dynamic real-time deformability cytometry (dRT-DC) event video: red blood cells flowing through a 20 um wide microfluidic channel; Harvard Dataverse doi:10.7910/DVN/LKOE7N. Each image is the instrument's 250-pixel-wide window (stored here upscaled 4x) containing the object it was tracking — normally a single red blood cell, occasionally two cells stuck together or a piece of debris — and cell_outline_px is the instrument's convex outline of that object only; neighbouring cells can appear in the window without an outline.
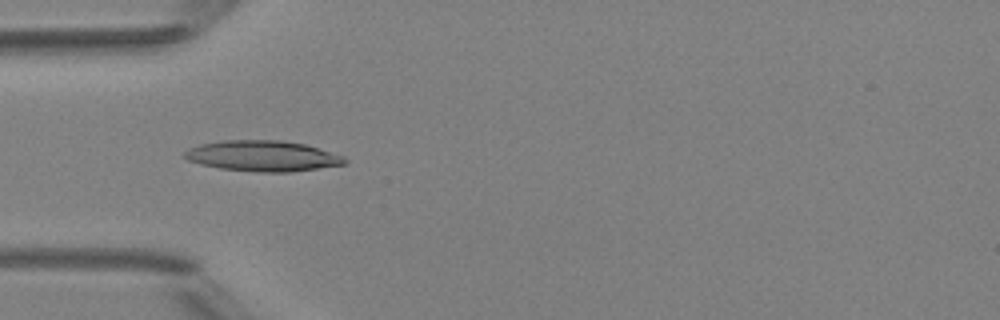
{"species": "Egyptian fruit bat (a non-hibernating species)", "species_latin": "Rousettus aegyptiacus", "temperature_condition": "room temperature", "stored_images_in_passage": 8, "camera_frame_rate_fps": 3000, "um_per_image_px": 0.085, "animal": {"sex": "female"}, "frame": {"image": 1, "passage_image": 5, "time_ms": 4.667, "image_size_px": [1000, 320], "cell_outline_px": [[348, 160], [344, 164], [288, 172], [260, 172], [220, 168], [200, 164], [188, 160], [184, 156], [184, 152], [188, 148], [200, 144], [220, 140], [280, 140], [304, 144], [344, 156]], "centroid_in_image_um": [22.28, 13.25], "position_along_channel_um": 62.7, "area_um2": 28.44}}
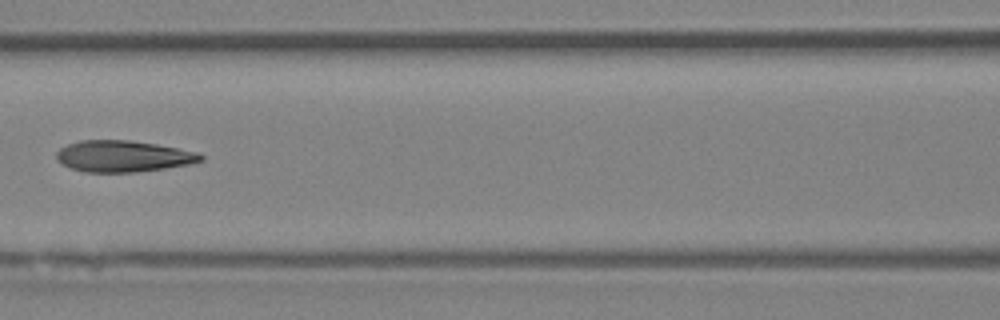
{"frame": {"image": 2, "passage_image": 7, "time_ms": 7.0, "image_size_px": [1000, 320], "cell_outline_px": [[204, 160], [188, 164], [164, 168], [136, 172], [84, 172], [72, 168], [56, 160], [56, 152], [60, 148], [68, 144], [80, 140], [128, 140], [156, 144], [200, 152], [204, 156]], "centroid_in_image_um": [10.48, 13.27], "position_along_channel_um": 156.1, "area_um2": 26.36}}
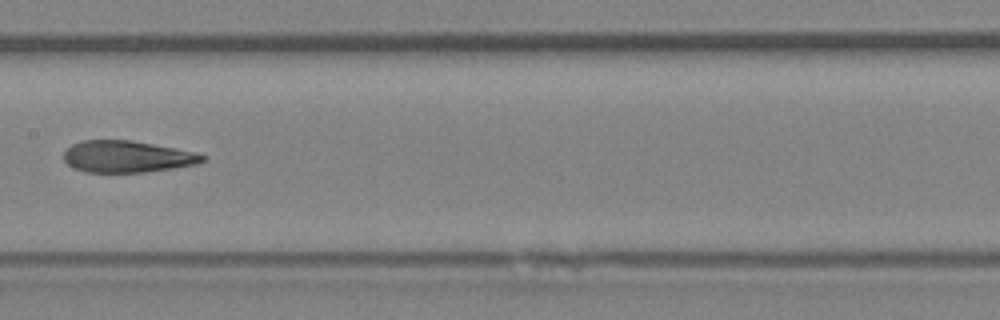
{"frame": {"image": 3, "passage_image": 8, "time_ms": 8.0, "image_size_px": [1000, 320], "cell_outline_px": [[204, 160], [196, 164], [172, 168], [144, 172], [84, 172], [68, 164], [64, 160], [64, 152], [72, 144], [84, 140], [132, 140], [176, 148], [192, 152], [204, 156]], "centroid_in_image_um": [10.77, 13.31], "position_along_channel_um": 196.6, "area_um2": 25.32}}